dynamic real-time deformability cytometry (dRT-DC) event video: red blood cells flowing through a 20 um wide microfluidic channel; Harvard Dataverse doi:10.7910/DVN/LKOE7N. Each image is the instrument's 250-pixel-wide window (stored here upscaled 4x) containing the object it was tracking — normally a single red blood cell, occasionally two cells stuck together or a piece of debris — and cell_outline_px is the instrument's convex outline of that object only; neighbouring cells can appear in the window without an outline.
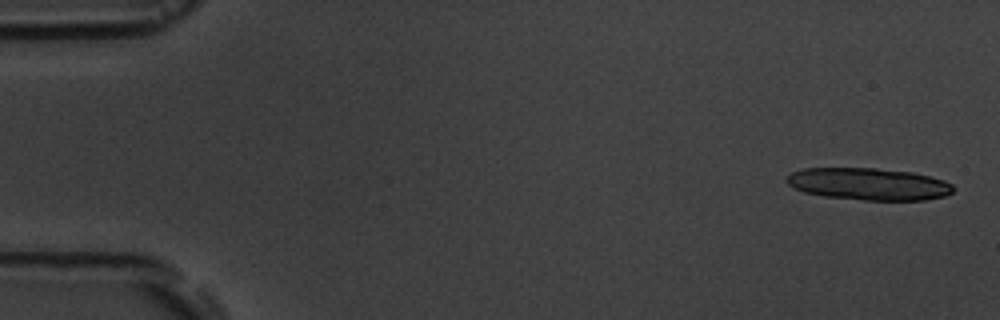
{"species": "common noctule bat (a hibernating species)", "species_latin": "Nyctalus noctula", "temperature_condition": "room temperature", "stored_images_in_passage": 7, "camera_frame_rate_fps": 3000, "um_per_image_px": 0.085, "animal": {"sex": "male", "body_mass_g": 19.5, "forearm_length_mm": 54.6}, "frame": {"image": 1, "passage_image": 1, "time_ms": 0.0, "image_size_px": [1000, 320], "cell_outline_px": [[956, 188], [952, 192], [944, 196], [924, 200], [864, 200], [824, 196], [804, 192], [792, 188], [784, 180], [792, 172], [804, 168], [876, 168], [912, 172], [944, 180], [952, 184]], "centroid_in_image_um": [73.82, 15.64], "position_along_channel_um": 11.2, "area_um2": 31.27}}
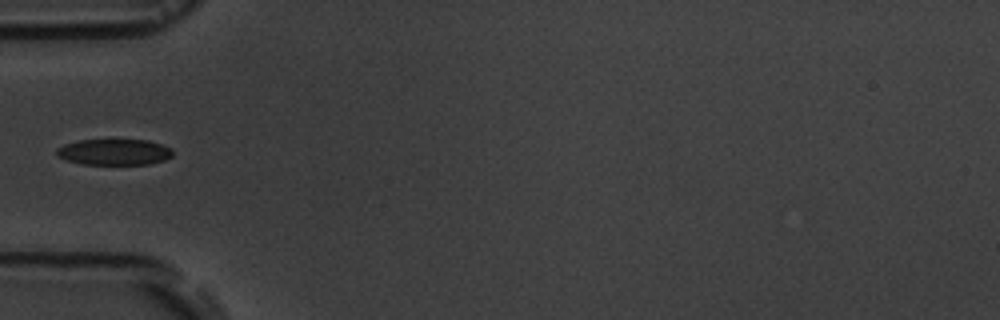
{"frame": {"image": 2, "passage_image": 6, "time_ms": 5.667, "image_size_px": [1000, 320], "cell_outline_px": [[172, 156], [164, 160], [148, 164], [84, 164], [68, 160], [56, 156], [56, 148], [64, 144], [80, 140], [148, 140], [172, 148]], "centroid_in_image_um": [9.7, 12.92], "position_along_channel_um": 75.3, "area_um2": 17.51}}
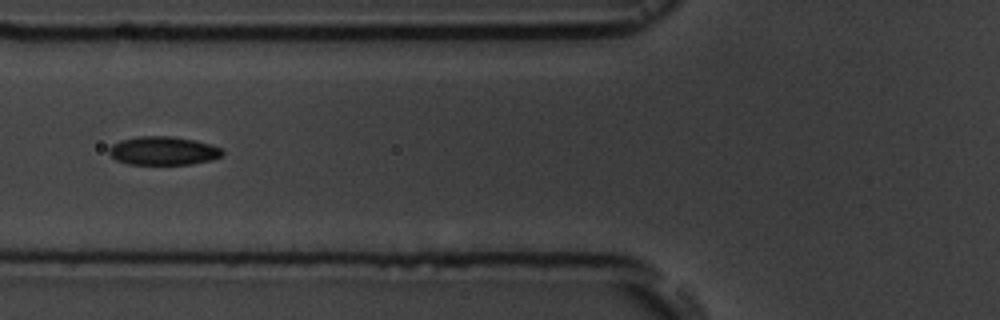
{"frame": {"image": 3, "passage_image": 7, "time_ms": 6.667, "image_size_px": [1000, 320], "cell_outline_px": [[224, 152], [220, 156], [212, 160], [192, 164], [128, 164], [116, 160], [108, 152], [108, 148], [112, 144], [120, 140], [140, 136], [172, 136], [196, 140], [212, 144], [220, 148]], "centroid_in_image_um": [13.87, 12.81], "position_along_channel_um": 111.9, "area_um2": 18.96}}